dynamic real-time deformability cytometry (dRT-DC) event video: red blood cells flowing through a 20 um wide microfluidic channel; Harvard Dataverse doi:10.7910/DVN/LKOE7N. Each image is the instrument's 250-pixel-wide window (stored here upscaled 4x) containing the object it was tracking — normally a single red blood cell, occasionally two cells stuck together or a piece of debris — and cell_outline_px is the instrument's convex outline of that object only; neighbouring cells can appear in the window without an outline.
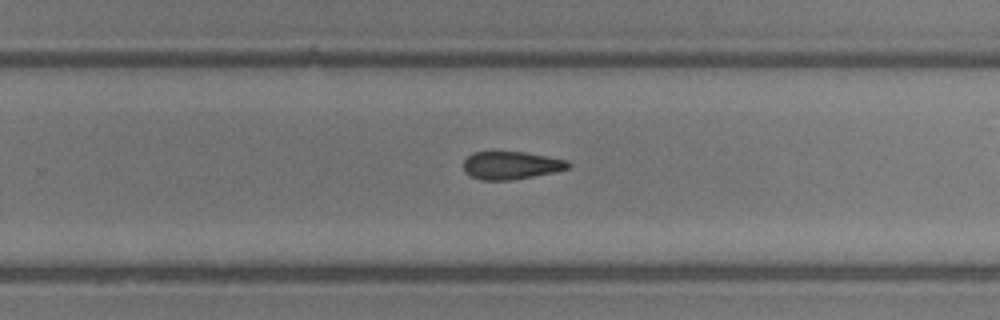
{"species": "common noctule bat (a hibernating species)", "species_latin": "Nyctalus noctula", "temperature_condition": "room temperature", "stored_images_in_passage": 20, "camera_frame_rate_fps": 3000, "um_per_image_px": 0.085, "animal": {"sex": "male", "body_mass_g": 13.3}, "frame": {"image": 1, "passage_image": 15, "time_ms": 4.667, "image_size_px": [1000, 320], "cell_outline_px": [[572, 164], [568, 168], [552, 172], [512, 180], [480, 180], [464, 172], [464, 160], [472, 152], [524, 152], [568, 160]], "centroid_in_image_um": [43.43, 14.05], "position_along_channel_um": 286.4, "area_um2": 16.88}}
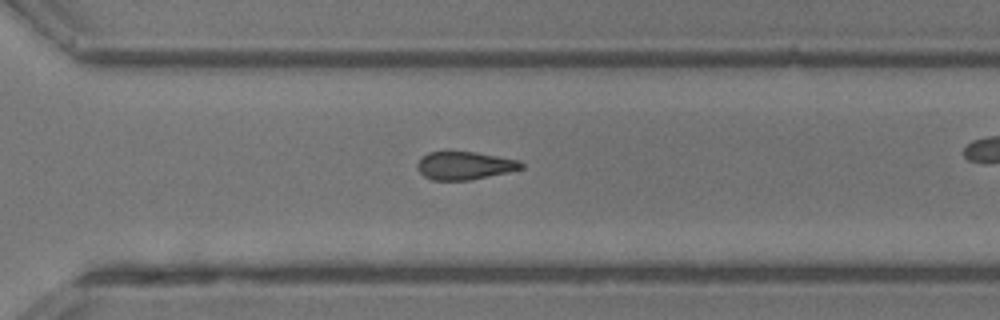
{"frame": {"image": 2, "passage_image": 17, "time_ms": 5.333, "image_size_px": [1000, 320], "cell_outline_px": [[524, 168], [508, 172], [468, 180], [432, 180], [424, 176], [416, 168], [416, 164], [428, 152], [476, 152], [520, 160], [524, 164]], "centroid_in_image_um": [39.51, 14.07], "position_along_channel_um": 331.1, "area_um2": 16.88}}